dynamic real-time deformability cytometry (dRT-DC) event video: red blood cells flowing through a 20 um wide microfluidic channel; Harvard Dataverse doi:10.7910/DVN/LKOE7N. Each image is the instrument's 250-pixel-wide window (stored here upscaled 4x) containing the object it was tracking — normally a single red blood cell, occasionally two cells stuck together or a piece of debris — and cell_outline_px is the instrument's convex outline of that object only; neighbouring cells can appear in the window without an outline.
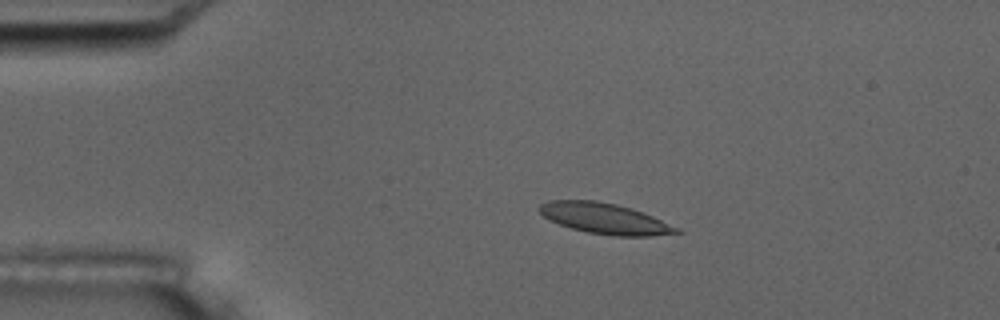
{"species": "common noctule bat (a hibernating species)", "species_latin": "Nyctalus noctula", "temperature_condition": "room temperature", "stored_images_in_passage": 11, "camera_frame_rate_fps": 3000, "um_per_image_px": 0.085, "animal": {"sex": "male", "body_mass_g": 17.5, "forearm_length_mm": 52.3}, "frame": {"image": 1, "passage_image": 4, "time_ms": 3.667, "image_size_px": [1000, 320], "cell_outline_px": [[684, 232], [648, 236], [616, 236], [588, 232], [572, 228], [560, 224], [544, 216], [540, 212], [540, 204], [548, 200], [596, 200], [616, 204], [632, 208], [652, 216], [680, 228]], "centroid_in_image_um": [51.44, 18.57], "position_along_channel_um": 33.6, "area_um2": 24.33}}